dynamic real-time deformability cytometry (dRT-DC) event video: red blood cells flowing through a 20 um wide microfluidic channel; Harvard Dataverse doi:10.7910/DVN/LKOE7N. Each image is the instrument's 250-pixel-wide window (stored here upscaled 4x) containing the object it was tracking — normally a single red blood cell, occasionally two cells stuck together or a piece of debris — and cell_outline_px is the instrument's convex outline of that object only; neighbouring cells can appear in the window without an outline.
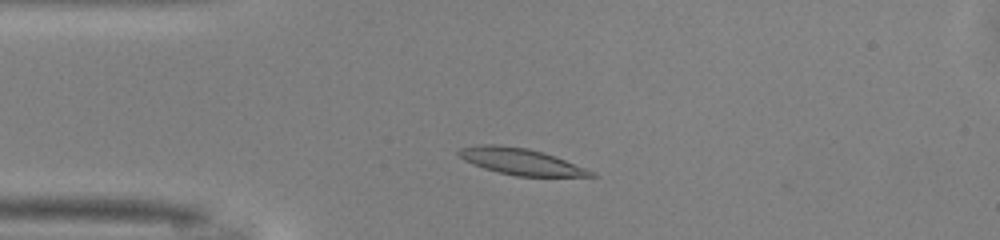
{"species": "common noctule bat (a hibernating species)", "species_latin": "Nyctalus noctula", "temperature_condition": "warm", "stored_images_in_passage": 44, "camera_frame_rate_fps": 3000, "um_per_image_px": 0.085, "animal": {"sex": "male", "body_mass_g": 13.0, "forearm_length_mm": 53.1}, "frame": {"image": 1, "passage_image": 6, "time_ms": 1.667, "image_size_px": [1000, 240], "cell_outline_px": [[596, 176], [516, 176], [484, 168], [472, 164], [464, 160], [456, 152], [460, 148], [480, 144], [496, 144], [528, 148], [544, 152], [596, 172]], "centroid_in_image_um": [44.25, 13.72], "position_along_channel_um": 40.8, "area_um2": 20.23}}
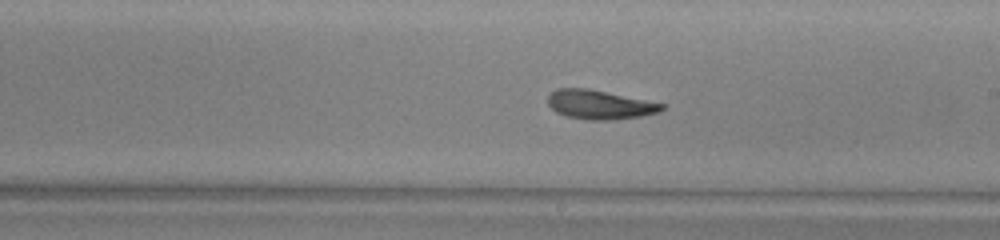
{"frame": {"image": 2, "passage_image": 22, "time_ms": 7.0, "image_size_px": [1000, 240], "cell_outline_px": [[664, 108], [660, 112], [640, 116], [612, 120], [588, 120], [568, 116], [556, 112], [548, 104], [548, 96], [556, 88], [588, 88], [664, 104]], "centroid_in_image_um": [50.95, 8.89], "position_along_channel_um": 238.0, "area_um2": 19.13}}
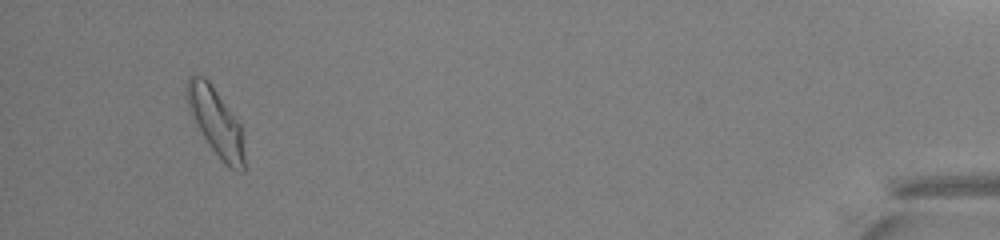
{"frame": {"image": 3, "passage_image": 41, "time_ms": 13.333, "image_size_px": [1000, 240], "cell_outline_px": [[244, 172], [240, 172], [228, 168], [220, 160], [208, 144], [196, 124], [188, 108], [184, 92], [184, 88], [188, 76], [192, 72], [204, 76], [212, 84], [240, 124], [244, 152]], "centroid_in_image_um": [18.3, 10.32], "position_along_channel_um": 416.9, "area_um2": 23.0}, "authors_computed_cell_mechanics": {"area_um2": 20.23, "velocity_mm_per_s": 4.1049, "shape_relaxation_time_tau1_ms": 4.6239, "shape_relaxation_time_tau2_ms": 3.8611, "deformation_change_tau1": 0.1659, "deformation_change_tau2": 0.1073}}